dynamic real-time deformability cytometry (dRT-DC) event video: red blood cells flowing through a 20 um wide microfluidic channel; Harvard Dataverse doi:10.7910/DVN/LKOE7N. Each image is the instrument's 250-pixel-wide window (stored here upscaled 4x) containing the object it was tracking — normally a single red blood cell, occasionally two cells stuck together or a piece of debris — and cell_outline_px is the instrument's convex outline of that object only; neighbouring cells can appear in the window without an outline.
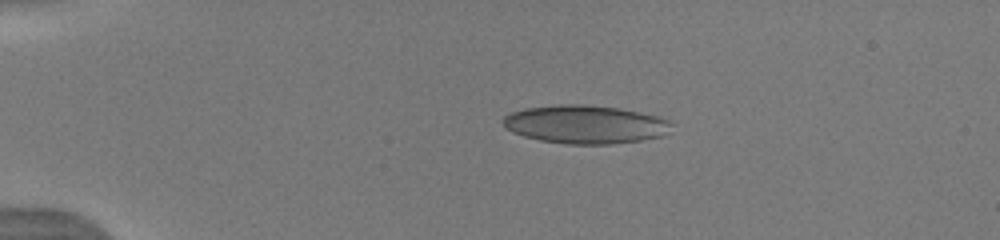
{"species": "human", "species_latin": "Homo sapiens", "temperature_condition": "warm", "stored_images_in_passage": 12, "camera_frame_rate_fps": 3000, "um_per_image_px": 0.085, "donor": {"sex": "male"}, "frame": {"image": 1, "passage_image": 3, "time_ms": 2.333, "image_size_px": [1000, 240], "cell_outline_px": [[672, 124], [668, 132], [660, 136], [640, 140], [608, 144], [568, 144], [540, 140], [524, 136], [512, 132], [504, 128], [504, 116], [512, 112], [524, 108], [556, 104], [584, 104], [620, 108], [656, 116], [668, 120]], "centroid_in_image_um": [49.71, 10.56], "position_along_channel_um": 35.3, "area_um2": 37.51}}
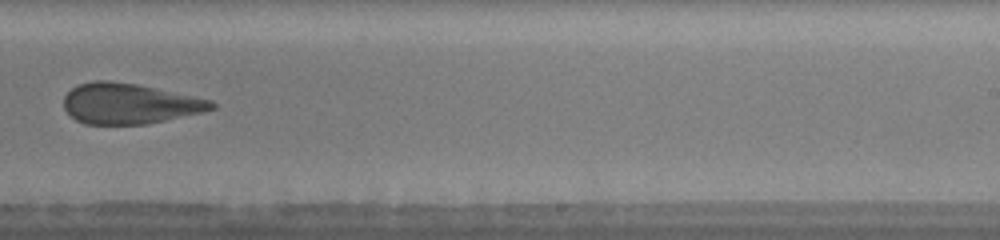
{"frame": {"image": 2, "passage_image": 12, "time_ms": 10.0, "image_size_px": [1000, 240], "cell_outline_px": [[216, 108], [204, 112], [144, 124], [84, 124], [76, 120], [64, 108], [64, 96], [72, 88], [80, 84], [92, 80], [108, 80], [136, 84], [212, 100], [216, 104]], "centroid_in_image_um": [10.99, 8.8], "position_along_channel_um": 278.0, "area_um2": 34.68}}